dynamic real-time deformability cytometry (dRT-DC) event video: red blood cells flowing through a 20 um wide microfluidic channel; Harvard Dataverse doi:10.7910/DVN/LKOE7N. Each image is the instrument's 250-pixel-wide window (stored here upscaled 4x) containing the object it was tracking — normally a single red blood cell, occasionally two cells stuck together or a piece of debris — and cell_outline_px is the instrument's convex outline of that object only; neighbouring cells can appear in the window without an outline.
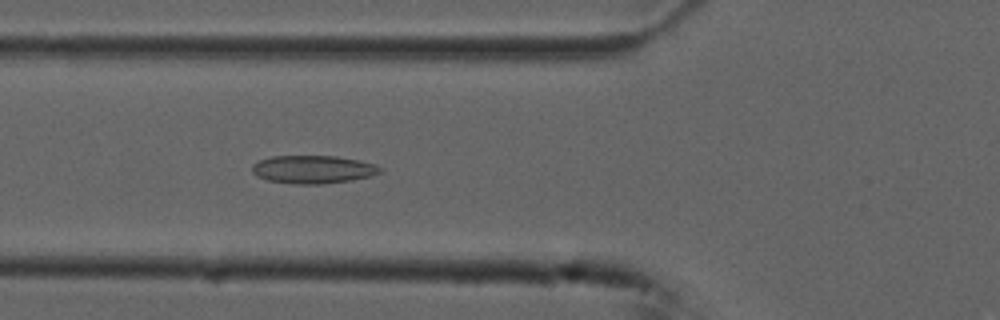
{"species": "common noctule bat (a hibernating species)", "species_latin": "Nyctalus noctula", "temperature_condition": "cold", "stored_images_in_passage": 40, "camera_frame_rate_fps": 3000, "um_per_image_px": 0.085, "animal": {"sex": "male", "forearm_length_mm": 52.5}, "frame": {"image": 1, "passage_image": 10, "time_ms": 3.0, "image_size_px": [1000, 320], "cell_outline_px": [[384, 168], [380, 172], [372, 176], [352, 180], [324, 184], [292, 184], [268, 180], [256, 176], [252, 172], [252, 164], [260, 160], [272, 156], [336, 156], [376, 164]], "centroid_in_image_um": [26.61, 14.41], "position_along_channel_um": 99.2, "area_um2": 21.04}}
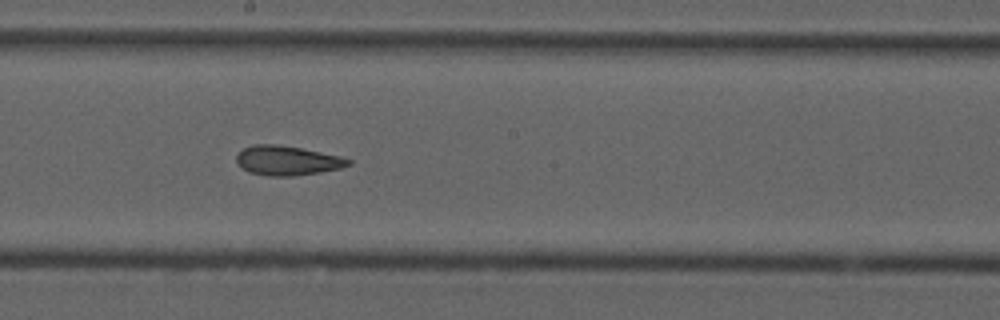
{"frame": {"image": 2, "passage_image": 20, "time_ms": 6.333, "image_size_px": [1000, 320], "cell_outline_px": [[352, 164], [340, 168], [320, 172], [292, 176], [268, 176], [248, 172], [236, 160], [236, 156], [244, 148], [252, 144], [276, 144], [300, 148], [340, 156], [352, 160]], "centroid_in_image_um": [24.43, 13.65], "position_along_channel_um": 223.8, "area_um2": 19.07}}
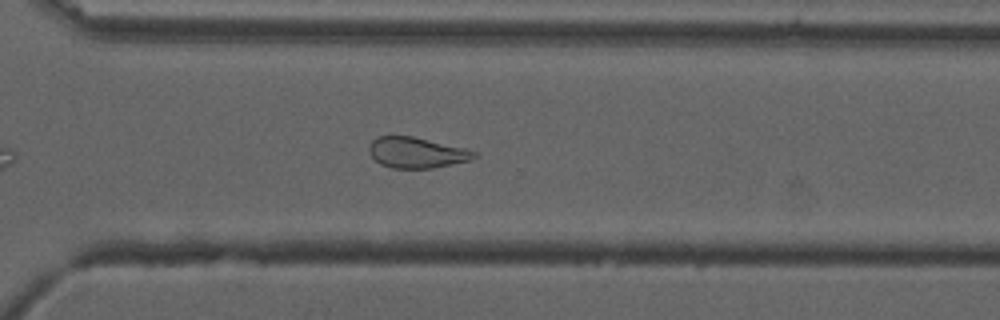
{"frame": {"image": 3, "passage_image": 29, "time_ms": 9.333, "image_size_px": [1000, 320], "cell_outline_px": [[476, 156], [472, 160], [432, 168], [392, 168], [380, 164], [368, 152], [368, 148], [372, 140], [376, 136], [412, 136], [464, 148], [476, 152]], "centroid_in_image_um": [35.38, 12.97], "position_along_channel_um": 335.2, "area_um2": 18.73}, "authors_computed_cell_mechanics": {"area_um2": 19.652, "velocity_mm_per_s": 3.7312, "shape_relaxation_time_tau1_ms": null, "shape_relaxation_time_tau2_ms": 2.5472, "deformation_change_tau1": null, "deformation_change_tau2": 0.0882}}